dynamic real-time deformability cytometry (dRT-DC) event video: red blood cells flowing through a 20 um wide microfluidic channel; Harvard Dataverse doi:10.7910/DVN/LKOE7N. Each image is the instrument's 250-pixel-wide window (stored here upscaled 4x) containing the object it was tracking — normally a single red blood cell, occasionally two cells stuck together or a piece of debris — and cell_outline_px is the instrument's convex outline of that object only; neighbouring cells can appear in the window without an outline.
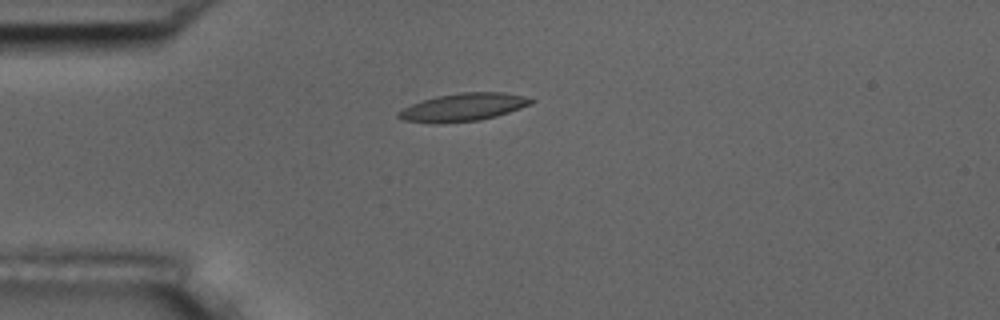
{"species": "common noctule bat (a hibernating species)", "species_latin": "Nyctalus noctula", "temperature_condition": "room temperature", "stored_images_in_passage": 5, "camera_frame_rate_fps": 3000, "um_per_image_px": 0.085, "animal": {"sex": "male", "body_mass_g": 17.5, "forearm_length_mm": 52.3}, "frame": {"image": 1, "passage_image": 3, "time_ms": 2.667, "image_size_px": [1000, 320], "cell_outline_px": [[536, 100], [532, 104], [496, 116], [480, 120], [404, 120], [396, 116], [396, 112], [412, 104], [436, 96], [460, 92], [504, 92], [524, 96]], "centroid_in_image_um": [39.48, 9.05], "position_along_channel_um": 45.5, "area_um2": 20.46}}
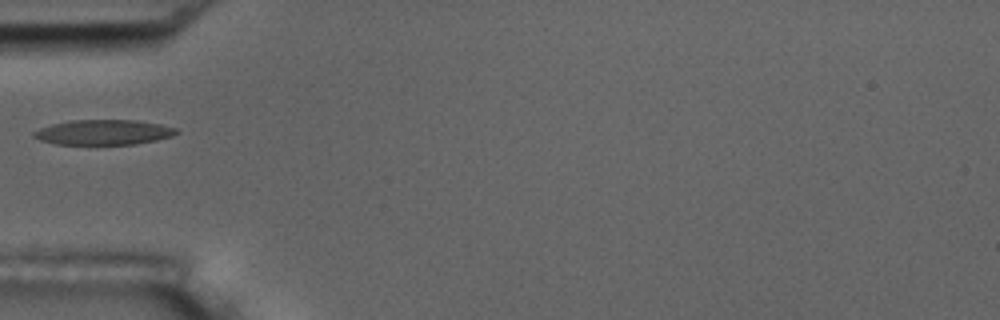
{"frame": {"image": 2, "passage_image": 4, "time_ms": 4.0, "image_size_px": [1000, 320], "cell_outline_px": [[180, 132], [172, 136], [156, 140], [136, 144], [56, 144], [40, 140], [32, 136], [32, 132], [40, 128], [52, 124], [68, 120], [136, 120], [160, 124], [180, 128]], "centroid_in_image_um": [8.83, 11.23], "position_along_channel_um": 76.2, "area_um2": 20.98}}